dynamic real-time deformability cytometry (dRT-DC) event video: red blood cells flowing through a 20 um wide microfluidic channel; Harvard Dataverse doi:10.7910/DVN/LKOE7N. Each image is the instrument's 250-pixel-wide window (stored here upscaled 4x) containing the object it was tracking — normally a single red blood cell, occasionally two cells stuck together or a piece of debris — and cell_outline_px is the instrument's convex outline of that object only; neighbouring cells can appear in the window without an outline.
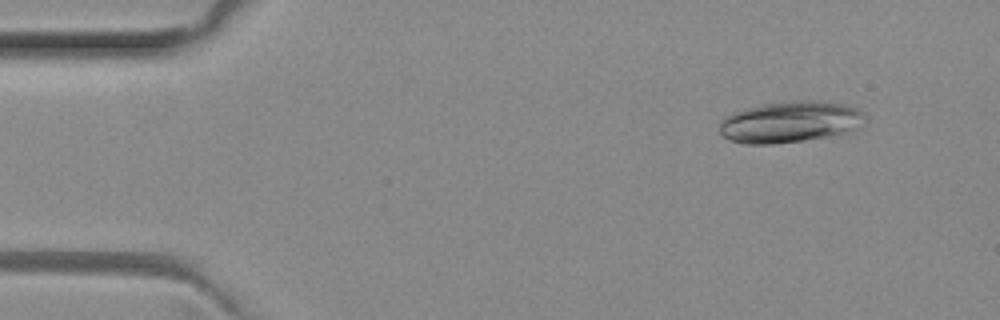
{"species": "common noctule bat (a hibernating species)", "species_latin": "Nyctalus noctula", "temperature_condition": "room temperature", "stored_images_in_passage": 47, "camera_frame_rate_fps": 3000, "um_per_image_px": 0.085, "animal": {"sex": "female", "body_mass_g": 29.2, "forearm_length_mm": 56.3}, "frame": {"image": 1, "passage_image": 2, "time_ms": 0.333, "image_size_px": [1000, 320], "cell_outline_px": [[868, 116], [864, 124], [848, 132], [804, 140], [772, 144], [744, 144], [728, 140], [720, 132], [720, 120], [724, 116], [732, 112], [760, 104], [784, 100], [820, 100], [848, 104], [864, 112]], "centroid_in_image_um": [67.17, 10.34], "position_along_channel_um": 17.8, "area_um2": 35.78}}
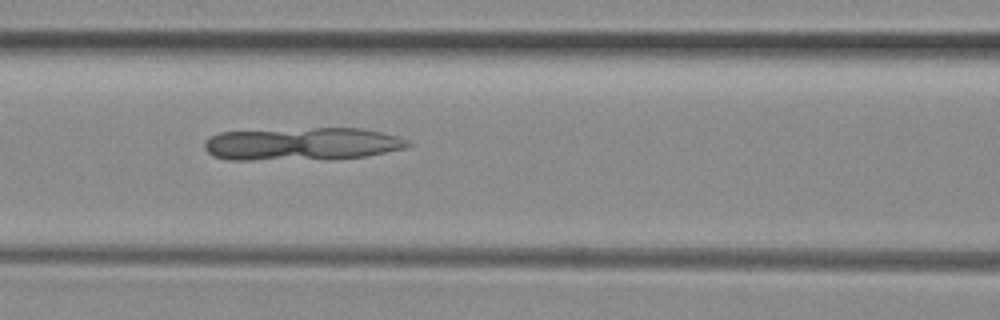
{"frame": {"image": 2, "passage_image": 18, "time_ms": 5.667, "image_size_px": [1000, 320], "cell_outline_px": [[412, 144], [408, 148], [368, 156], [252, 160], [228, 160], [212, 156], [204, 148], [204, 144], [212, 136], [220, 132], [312, 128], [360, 128], [380, 132], [396, 136], [408, 140]], "centroid_in_image_um": [25.69, 12.22], "position_along_channel_um": 140.9, "area_um2": 38.38}}
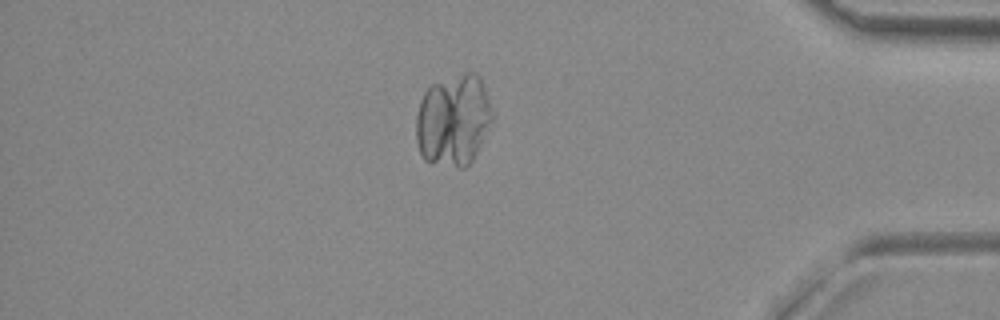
{"frame": {"image": 3, "passage_image": 40, "time_ms": 13.0, "image_size_px": [1000, 320], "cell_outline_px": [[492, 124], [472, 160], [464, 168], [460, 168], [424, 160], [420, 152], [416, 140], [416, 116], [420, 100], [424, 92], [432, 84], [468, 72], [476, 72], [480, 76], [484, 84], [492, 108]], "centroid_in_image_um": [38.55, 10.21], "position_along_channel_um": 396.7, "area_um2": 40.81}}